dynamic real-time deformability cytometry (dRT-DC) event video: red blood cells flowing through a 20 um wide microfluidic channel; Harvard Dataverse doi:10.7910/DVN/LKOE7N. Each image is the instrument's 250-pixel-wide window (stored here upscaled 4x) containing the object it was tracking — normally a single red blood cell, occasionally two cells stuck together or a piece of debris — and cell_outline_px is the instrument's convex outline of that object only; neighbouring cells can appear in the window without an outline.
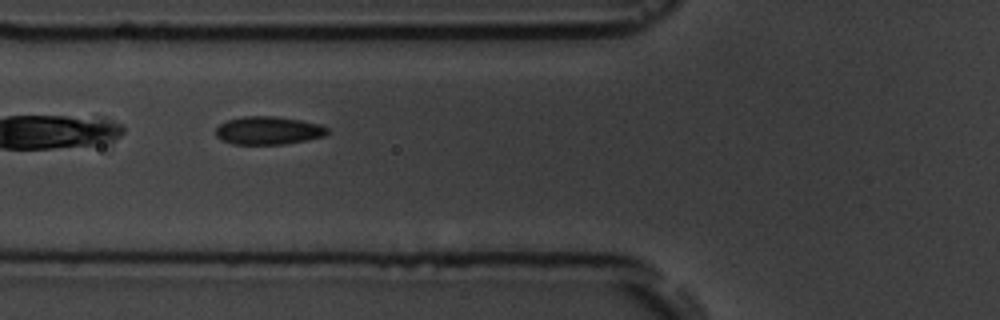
{"species": "common noctule bat (a hibernating species)", "species_latin": "Nyctalus noctula", "temperature_condition": "room temperature", "stored_images_in_passage": 7, "camera_frame_rate_fps": 3000, "um_per_image_px": 0.085, "animal": {"sex": "male", "body_mass_g": 19.5, "forearm_length_mm": 54.6}, "frame": {"image": 1, "passage_image": 6, "time_ms": 5.667, "image_size_px": [1000, 320], "cell_outline_px": [[328, 132], [324, 136], [308, 140], [284, 144], [232, 144], [220, 140], [216, 136], [216, 128], [220, 124], [228, 120], [244, 116], [276, 116], [300, 120], [320, 124], [328, 128]], "centroid_in_image_um": [22.8, 11.09], "position_along_channel_um": 103.0, "area_um2": 18.32}}